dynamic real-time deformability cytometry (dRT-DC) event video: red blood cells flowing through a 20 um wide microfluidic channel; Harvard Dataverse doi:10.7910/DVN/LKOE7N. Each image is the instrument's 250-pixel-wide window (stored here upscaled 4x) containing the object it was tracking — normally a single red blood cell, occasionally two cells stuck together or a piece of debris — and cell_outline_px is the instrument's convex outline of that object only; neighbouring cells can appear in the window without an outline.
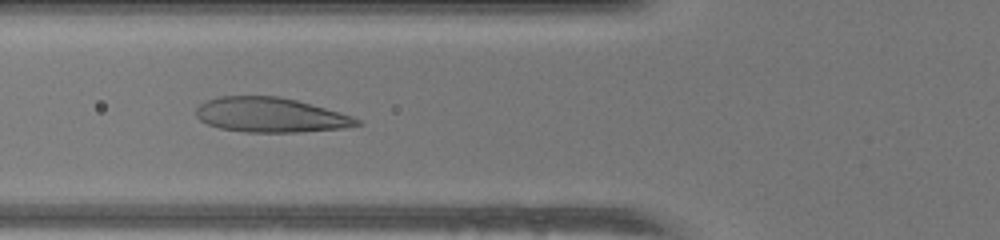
{"species": "human", "species_latin": "Homo sapiens", "temperature_condition": "warm", "stored_images_in_passage": 50, "camera_frame_rate_fps": 3000, "um_per_image_px": 0.085, "donor": {"sex": "female"}, "frame": {"image": 1, "passage_image": 19, "time_ms": 6.0, "image_size_px": [1000, 240], "cell_outline_px": [[364, 124], [340, 128], [296, 132], [244, 132], [220, 128], [208, 124], [200, 120], [196, 116], [196, 108], [200, 104], [208, 100], [220, 96], [280, 96], [296, 100], [352, 116], [360, 120]], "centroid_in_image_um": [22.96, 9.77], "position_along_channel_um": 102.8, "area_um2": 32.25}}
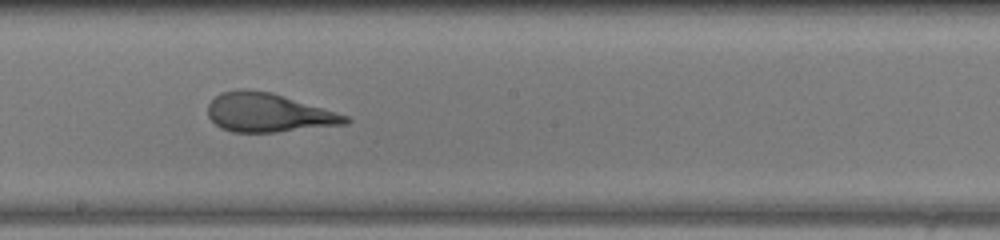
{"frame": {"image": 2, "passage_image": 28, "time_ms": 9.0, "image_size_px": [1000, 240], "cell_outline_px": [[352, 120], [348, 124], [276, 132], [232, 132], [220, 128], [208, 116], [208, 104], [220, 92], [236, 88], [244, 88], [272, 92], [336, 112], [348, 116]], "centroid_in_image_um": [22.79, 9.57], "position_along_channel_um": 225.4, "area_um2": 31.27}}
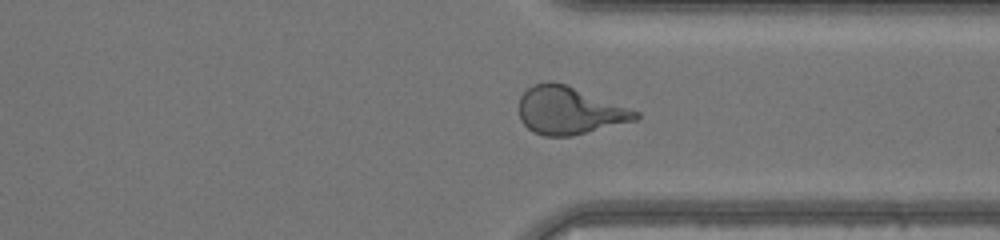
{"frame": {"image": 3, "passage_image": 38, "time_ms": 12.333, "image_size_px": [1000, 240], "cell_outline_px": [[640, 116], [636, 120], [572, 136], [544, 136], [532, 132], [520, 120], [520, 96], [532, 84], [548, 80], [552, 80], [564, 84], [640, 112]], "centroid_in_image_um": [48.36, 9.4], "position_along_channel_um": 363.0, "area_um2": 32.14}, "authors_computed_cell_mechanics": {"area_um2": 32.657, "velocity_mm_per_s": 4.0995, "shape_relaxation_time_tau1_ms": 6.2383, "shape_relaxation_time_tau2_ms": 1.0089, "deformation_change_tau1": 0.1971, "deformation_change_tau2": 0.0811}}